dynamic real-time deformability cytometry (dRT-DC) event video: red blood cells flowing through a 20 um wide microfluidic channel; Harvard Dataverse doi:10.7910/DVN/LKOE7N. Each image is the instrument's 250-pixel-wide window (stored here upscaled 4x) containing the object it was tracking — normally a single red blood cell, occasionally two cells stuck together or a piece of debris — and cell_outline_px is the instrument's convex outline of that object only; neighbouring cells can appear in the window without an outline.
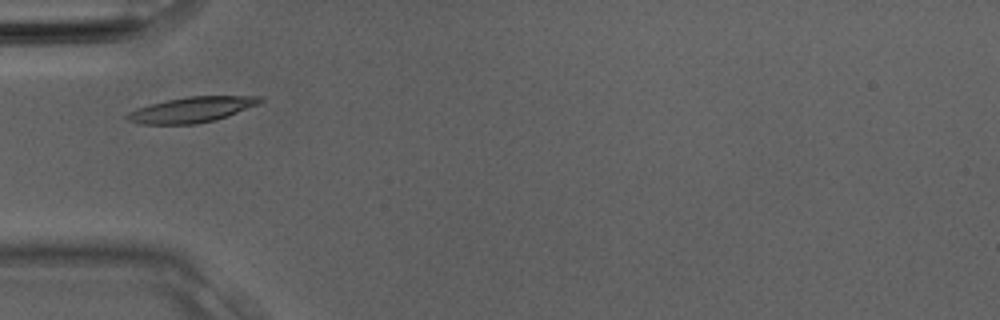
{"species": "Egyptian fruit bat (a non-hibernating species)", "species_latin": "Rousettus aegyptiacus", "temperature_condition": "room temperature", "stored_images_in_passage": 1, "camera_frame_rate_fps": 3000, "um_per_image_px": 0.085, "animal": {"sex": "male"}, "frame": {"image": 1, "passage_image": 1, "time_ms": 0.0, "image_size_px": [1000, 320], "cell_outline_px": [[264, 100], [256, 104], [228, 116], [216, 120], [196, 124], [140, 124], [124, 120], [124, 116], [128, 112], [136, 108], [168, 100], [188, 96], [264, 96]], "centroid_in_image_um": [16.25, 9.33], "position_along_channel_um": 68.8, "area_um2": 19.71}}